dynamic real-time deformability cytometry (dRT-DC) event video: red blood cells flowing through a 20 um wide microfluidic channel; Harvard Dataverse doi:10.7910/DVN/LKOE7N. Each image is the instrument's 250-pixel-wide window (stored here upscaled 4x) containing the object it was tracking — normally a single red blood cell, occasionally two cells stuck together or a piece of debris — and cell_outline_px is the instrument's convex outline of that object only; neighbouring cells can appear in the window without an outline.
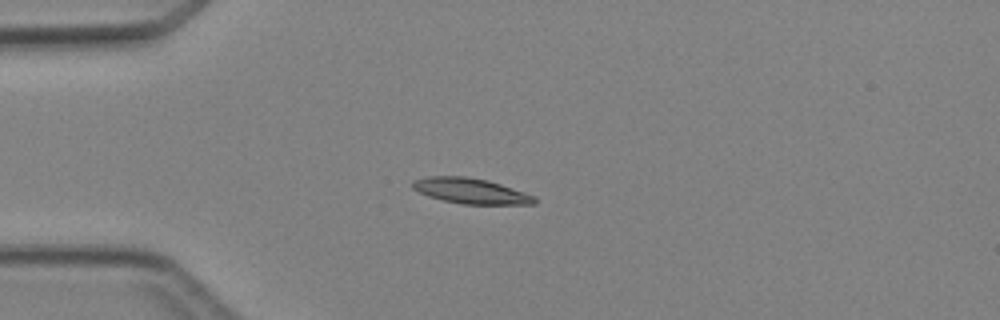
{"species": "Egyptian fruit bat (a non-hibernating species)", "species_latin": "Rousettus aegyptiacus", "temperature_condition": "cold", "stored_images_in_passage": 3, "camera_frame_rate_fps": 3000, "um_per_image_px": 0.085, "animal": {"sex": "female"}, "frame": {"image": 1, "passage_image": 3, "time_ms": 3.0, "image_size_px": [1000, 320], "cell_outline_px": [[536, 204], [464, 204], [444, 200], [428, 196], [412, 188], [412, 180], [428, 176], [468, 176], [488, 180], [536, 196]], "centroid_in_image_um": [40.01, 16.22], "position_along_channel_um": 45.0, "area_um2": 18.03}}